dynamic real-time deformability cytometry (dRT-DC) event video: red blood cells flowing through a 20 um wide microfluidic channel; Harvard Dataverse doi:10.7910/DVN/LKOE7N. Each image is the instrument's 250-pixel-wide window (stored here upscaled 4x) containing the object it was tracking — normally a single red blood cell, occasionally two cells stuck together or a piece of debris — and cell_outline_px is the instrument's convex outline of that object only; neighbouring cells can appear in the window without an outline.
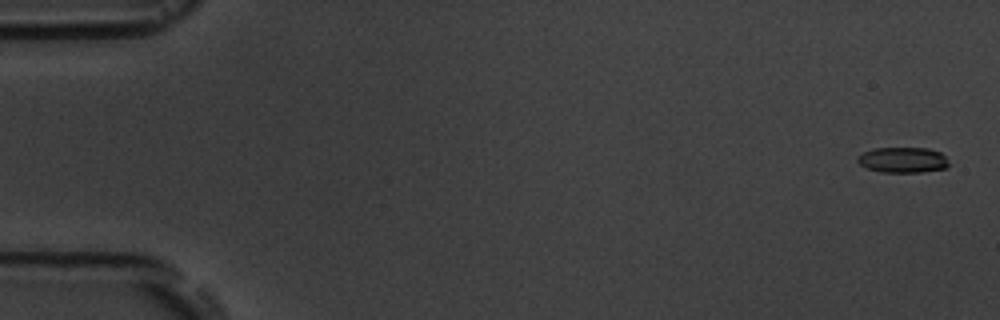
{"species": "common noctule bat (a hibernating species)", "species_latin": "Nyctalus noctula", "temperature_condition": "room temperature", "stored_images_in_passage": 17, "camera_frame_rate_fps": 3000, "um_per_image_px": 0.085, "animal": {"sex": "male", "body_mass_g": 19.5, "forearm_length_mm": 54.6}, "frame": {"image": 1, "passage_image": 1, "time_ms": 0.0, "image_size_px": [1000, 320], "cell_outline_px": [[948, 168], [920, 172], [880, 172], [868, 168], [860, 164], [856, 160], [856, 156], [872, 148], [928, 148], [940, 152], [944, 156], [948, 164]], "centroid_in_image_um": [76.71, 13.59], "position_along_channel_um": 8.3, "area_um2": 13.58}}
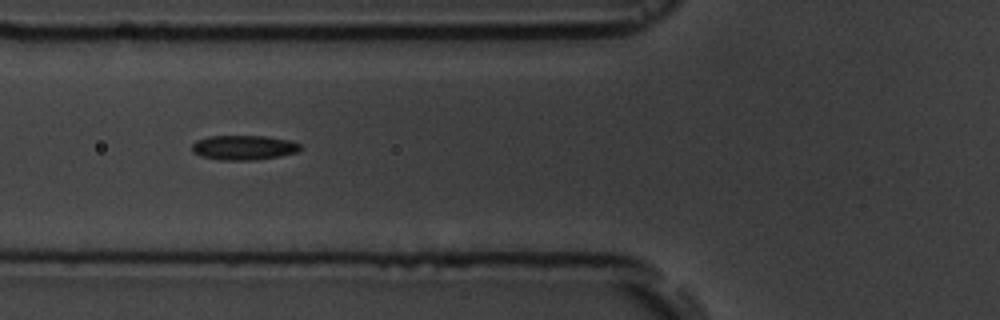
{"frame": {"image": 2, "passage_image": 7, "time_ms": 6.667, "image_size_px": [1000, 320], "cell_outline_px": [[300, 148], [296, 152], [280, 156], [256, 160], [220, 160], [200, 156], [192, 152], [192, 144], [196, 140], [208, 136], [264, 136], [292, 140], [300, 144]], "centroid_in_image_um": [20.69, 12.54], "position_along_channel_um": 105.1, "area_um2": 15.66}}
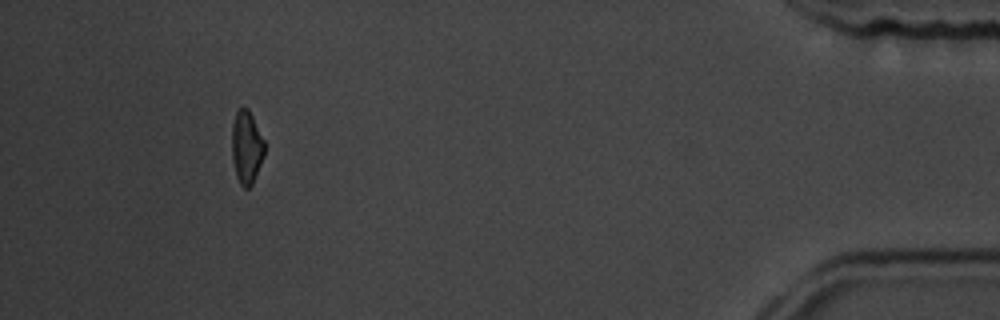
{"frame": {"image": 3, "passage_image": 16, "time_ms": 17.0, "image_size_px": [1000, 320], "cell_outline_px": [[264, 156], [252, 184], [248, 188], [244, 188], [240, 184], [236, 176], [232, 160], [232, 124], [236, 112], [240, 108], [248, 108], [264, 140]], "centroid_in_image_um": [20.94, 12.53], "position_along_channel_um": 414.3, "area_um2": 13.81}, "authors_computed_cell_mechanics": {"area_um2": 14.6234, "velocity_mm_per_s": 3.6263, "shape_relaxation_time_tau1_ms": 5.1275, "shape_relaxation_time_tau2_ms": 6.8965, "deformation_change_tau1": 0.1101, "deformation_change_tau2": 0.1201}}